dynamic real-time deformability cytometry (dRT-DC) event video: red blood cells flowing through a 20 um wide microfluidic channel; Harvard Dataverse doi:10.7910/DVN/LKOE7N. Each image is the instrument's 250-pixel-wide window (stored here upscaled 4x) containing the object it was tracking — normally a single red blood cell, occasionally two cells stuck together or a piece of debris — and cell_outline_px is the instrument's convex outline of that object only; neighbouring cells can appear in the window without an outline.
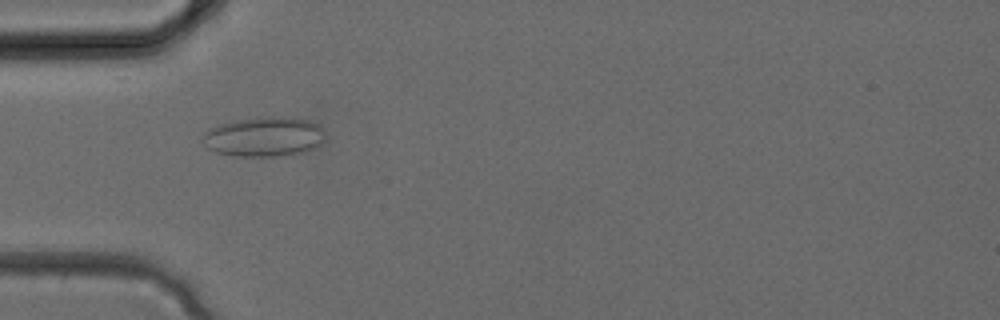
{"species": "common noctule bat (a hibernating species)", "species_latin": "Nyctalus noctula", "temperature_condition": "cold", "stored_images_in_passage": 3, "camera_frame_rate_fps": 3000, "um_per_image_px": 0.085, "animal": {"sex": "female", "body_mass_g": 24.6, "forearm_length_mm": 56.2}, "frame": {"image": 1, "passage_image": 3, "time_ms": 0.667, "image_size_px": [1000, 320], "cell_outline_px": [[324, 140], [316, 148], [308, 152], [292, 156], [232, 156], [216, 152], [208, 148], [200, 140], [204, 132], [208, 128], [220, 124], [236, 120], [268, 116], [292, 116], [308, 120], [320, 124], [324, 128]], "centroid_in_image_um": [22.49, 11.62], "position_along_channel_um": 62.5, "area_um2": 29.25}}